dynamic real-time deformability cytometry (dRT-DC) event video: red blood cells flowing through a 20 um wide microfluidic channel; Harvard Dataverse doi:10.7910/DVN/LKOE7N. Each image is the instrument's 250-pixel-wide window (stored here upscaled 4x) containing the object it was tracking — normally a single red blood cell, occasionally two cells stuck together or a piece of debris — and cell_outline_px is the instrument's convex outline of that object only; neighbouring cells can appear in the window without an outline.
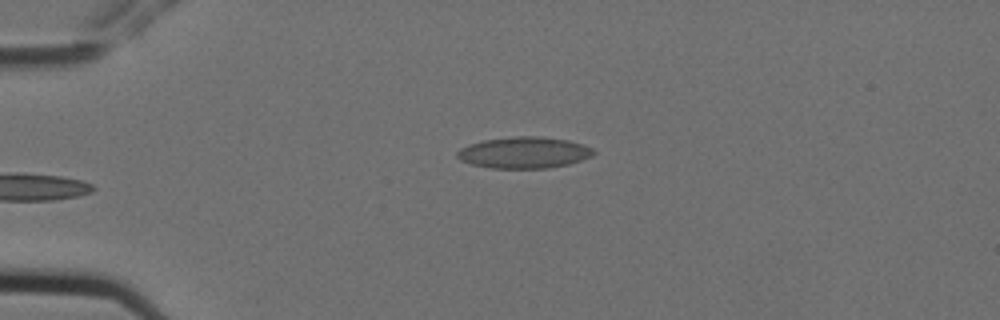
{"species": "Egyptian fruit bat (a non-hibernating species)", "species_latin": "Rousettus aegyptiacus", "temperature_condition": "cold", "stored_images_in_passage": 5, "camera_frame_rate_fps": 3000, "um_per_image_px": 0.085, "animal": {"sex": "female"}, "frame": {"image": 1, "passage_image": 5, "time_ms": 1.333, "image_size_px": [1000, 320], "cell_outline_px": [[596, 152], [592, 156], [568, 164], [548, 168], [492, 168], [472, 164], [460, 160], [456, 156], [456, 152], [460, 148], [468, 144], [484, 140], [516, 136], [540, 136], [568, 140], [584, 144], [592, 148]], "centroid_in_image_um": [44.54, 12.96], "position_along_channel_um": 40.5, "area_um2": 24.97}}